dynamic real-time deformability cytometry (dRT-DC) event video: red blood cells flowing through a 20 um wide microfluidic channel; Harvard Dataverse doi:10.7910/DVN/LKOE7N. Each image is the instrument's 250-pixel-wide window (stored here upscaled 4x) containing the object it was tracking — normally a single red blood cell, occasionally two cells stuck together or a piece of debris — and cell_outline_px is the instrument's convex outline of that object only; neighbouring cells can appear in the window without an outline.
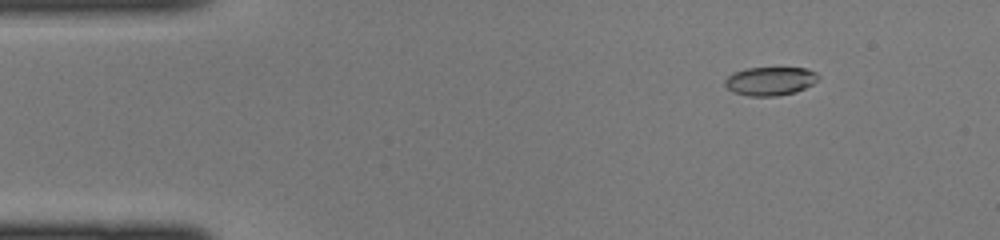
{"species": "common noctule bat (a hibernating species)", "species_latin": "Nyctalus noctula", "temperature_condition": "cold", "stored_images_in_passage": 45, "camera_frame_rate_fps": 3000, "um_per_image_px": 0.085, "animal": {"sex": "female", "body_mass_g": 22.0, "forearm_length_mm": 56.7}, "frame": {"image": 1, "passage_image": 6, "time_ms": 1.667, "image_size_px": [1000, 240], "cell_outline_px": [[820, 76], [812, 84], [796, 92], [776, 96], [748, 96], [732, 92], [724, 84], [724, 80], [732, 72], [748, 68], [808, 68], [816, 72]], "centroid_in_image_um": [65.44, 6.89], "position_along_channel_um": 19.6, "area_um2": 15.61}}
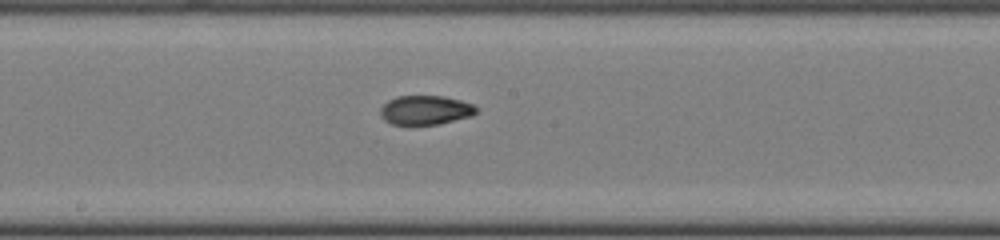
{"frame": {"image": 2, "passage_image": 24, "time_ms": 7.667, "image_size_px": [1000, 240], "cell_outline_px": [[476, 112], [472, 116], [440, 124], [392, 124], [384, 120], [380, 116], [380, 108], [388, 100], [396, 96], [444, 96], [460, 100], [472, 104], [476, 108]], "centroid_in_image_um": [36.14, 9.35], "position_along_channel_um": 212.1, "area_um2": 16.3}}
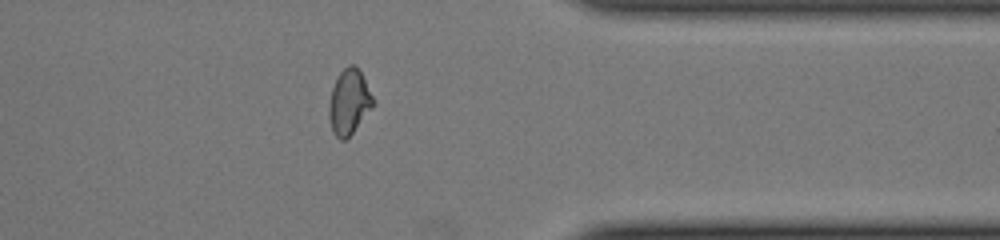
{"frame": {"image": 3, "passage_image": 36, "time_ms": 11.667, "image_size_px": [1000, 240], "cell_outline_px": [[376, 104], [352, 132], [344, 140], [340, 140], [332, 132], [328, 116], [328, 104], [332, 88], [336, 76], [348, 64], [352, 64], [360, 72]], "centroid_in_image_um": [29.64, 8.67], "position_along_channel_um": 381.8, "area_um2": 16.65}}